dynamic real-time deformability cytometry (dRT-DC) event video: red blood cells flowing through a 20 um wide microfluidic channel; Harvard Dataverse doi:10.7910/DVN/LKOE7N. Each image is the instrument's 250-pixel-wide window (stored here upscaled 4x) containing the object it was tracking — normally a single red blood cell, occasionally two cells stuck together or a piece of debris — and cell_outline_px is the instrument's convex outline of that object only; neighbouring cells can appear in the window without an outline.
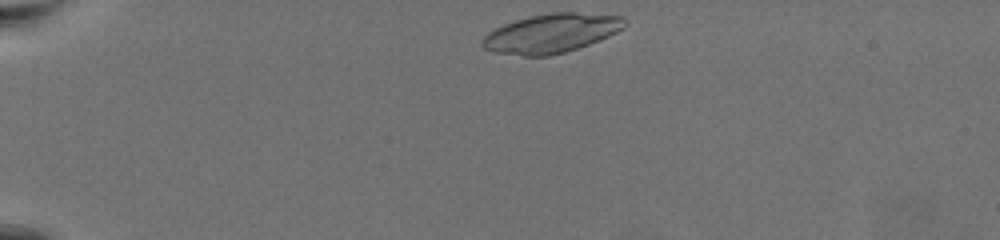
{"species": "common noctule bat (a hibernating species)", "species_latin": "Nyctalus noctula", "temperature_condition": "warm", "stored_images_in_passage": 49, "camera_frame_rate_fps": 3000, "um_per_image_px": 0.085, "animal": {"sex": "female", "body_mass_g": 19.5, "forearm_length_mm": 54.1}, "frame": {"image": 1, "passage_image": 1, "time_ms": 0.0, "image_size_px": [1000, 240], "cell_outline_px": [[628, 24], [624, 28], [608, 36], [588, 44], [564, 52], [548, 56], [524, 56], [492, 52], [484, 48], [480, 44], [480, 40], [488, 32], [504, 24], [528, 16], [552, 12], [576, 12], [624, 16], [628, 20]], "centroid_in_image_um": [46.86, 2.82], "position_along_channel_um": 38.1, "area_um2": 32.54}}
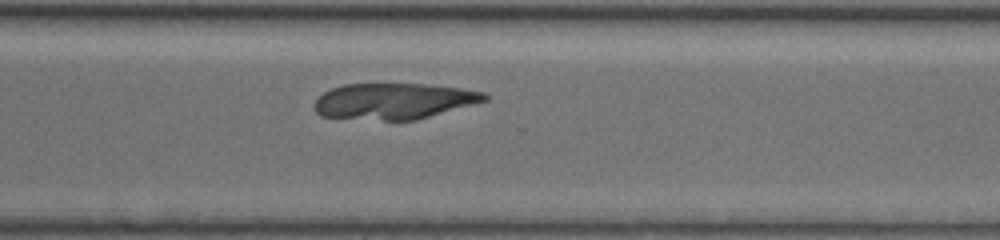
{"frame": {"image": 2, "passage_image": 34, "time_ms": 11.0, "image_size_px": [1000, 240], "cell_outline_px": [[488, 100], [416, 120], [384, 120], [320, 116], [316, 112], [316, 100], [324, 92], [332, 88], [344, 84], [420, 84], [460, 88], [484, 92], [488, 96]], "centroid_in_image_um": [33.49, 8.59], "position_along_channel_um": 337.1, "area_um2": 35.32}}